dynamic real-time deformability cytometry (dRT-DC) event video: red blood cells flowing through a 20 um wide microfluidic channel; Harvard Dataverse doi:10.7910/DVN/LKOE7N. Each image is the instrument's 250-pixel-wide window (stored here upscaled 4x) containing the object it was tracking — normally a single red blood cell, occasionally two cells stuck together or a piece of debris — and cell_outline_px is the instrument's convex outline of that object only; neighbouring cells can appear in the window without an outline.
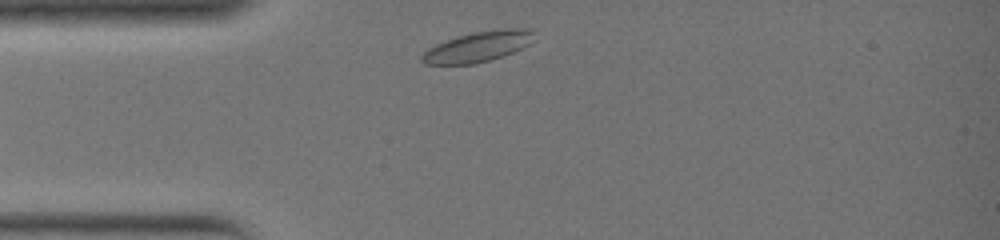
{"species": "common noctule bat (a hibernating species)", "species_latin": "Nyctalus noctula", "temperature_condition": "warm", "stored_images_in_passage": 24, "camera_frame_rate_fps": 3000, "um_per_image_px": 0.085, "animal": {"sex": "female", "body_mass_g": 19.0, "forearm_length_mm": 51.5}, "frame": {"image": 1, "passage_image": 2, "time_ms": 0.333, "image_size_px": [1000, 240], "cell_outline_px": [[536, 40], [504, 56], [492, 60], [476, 64], [424, 64], [420, 60], [420, 56], [428, 48], [436, 44], [456, 36], [472, 32], [504, 28], [528, 28], [532, 32]], "centroid_in_image_um": [40.62, 3.97], "position_along_channel_um": 44.4, "area_um2": 20.06}}
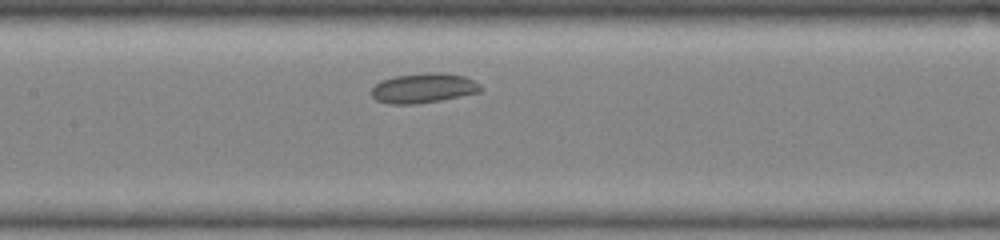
{"frame": {"image": 2, "passage_image": 10, "time_ms": 3.0, "image_size_px": [1000, 240], "cell_outline_px": [[484, 88], [480, 92], [440, 100], [416, 104], [388, 104], [376, 100], [372, 96], [372, 88], [380, 80], [396, 76], [428, 72], [444, 72], [464, 76], [480, 84]], "centroid_in_image_um": [36.0, 7.48], "position_along_channel_um": 171.4, "area_um2": 19.02}}
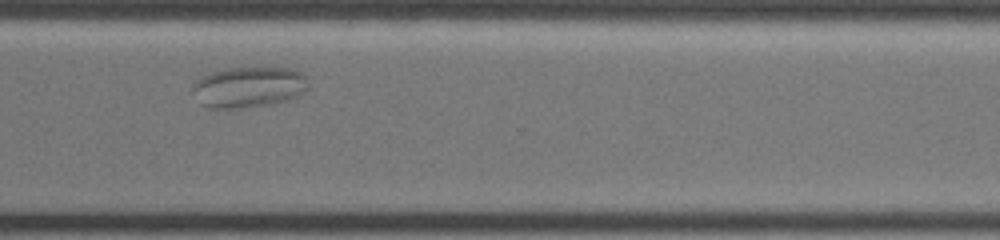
{"frame": {"image": 3, "passage_image": 20, "time_ms": 6.333, "image_size_px": [1000, 240], "cell_outline_px": [[308, 88], [300, 96], [292, 100], [272, 104], [248, 108], [208, 108], [200, 104], [192, 88], [192, 84], [200, 76], [224, 68], [288, 68], [300, 72], [308, 80]], "centroid_in_image_um": [21.15, 7.42], "position_along_channel_um": 349.5, "area_um2": 27.98}}